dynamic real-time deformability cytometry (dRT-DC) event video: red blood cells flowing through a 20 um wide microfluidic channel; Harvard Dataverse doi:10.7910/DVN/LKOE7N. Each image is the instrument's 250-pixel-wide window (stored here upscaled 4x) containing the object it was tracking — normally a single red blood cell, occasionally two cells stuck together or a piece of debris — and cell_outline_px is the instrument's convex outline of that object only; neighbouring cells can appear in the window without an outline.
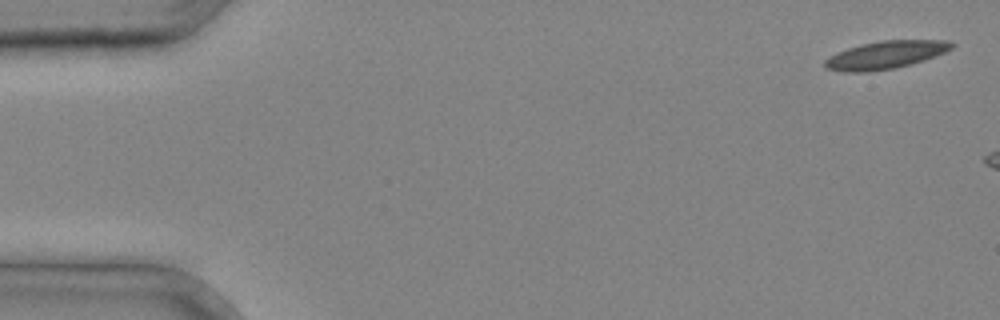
{"species": "common noctule bat (a hibernating species)", "species_latin": "Nyctalus noctula", "temperature_condition": "cold", "stored_images_in_passage": 5, "camera_frame_rate_fps": 3000, "um_per_image_px": 0.085, "animal": {"sex": "male", "body_mass_g": 20.4}, "frame": {"image": 1, "passage_image": 1, "time_ms": 0.0, "image_size_px": [1000, 320], "cell_outline_px": [[956, 44], [952, 48], [944, 52], [924, 60], [892, 68], [868, 72], [844, 72], [824, 68], [824, 60], [828, 56], [848, 48], [860, 44], [884, 40], [948, 40]], "centroid_in_image_um": [75.24, 4.66], "position_along_channel_um": 9.8, "area_um2": 20.46}}